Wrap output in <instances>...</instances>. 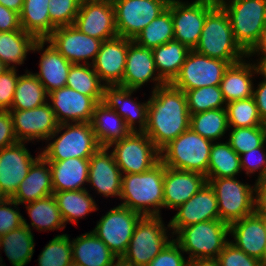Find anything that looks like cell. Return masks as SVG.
I'll return each instance as SVG.
<instances>
[{
  "label": "cell",
  "mask_w": 266,
  "mask_h": 266,
  "mask_svg": "<svg viewBox=\"0 0 266 266\" xmlns=\"http://www.w3.org/2000/svg\"><path fill=\"white\" fill-rule=\"evenodd\" d=\"M266 142L258 148H254L251 151L243 153L240 155L241 169L245 171L246 175L258 173L257 178L266 169Z\"/></svg>",
  "instance_id": "816d5d0a"
},
{
  "label": "cell",
  "mask_w": 266,
  "mask_h": 266,
  "mask_svg": "<svg viewBox=\"0 0 266 266\" xmlns=\"http://www.w3.org/2000/svg\"><path fill=\"white\" fill-rule=\"evenodd\" d=\"M91 125L101 147H109L131 132L124 119L102 102L95 106Z\"/></svg>",
  "instance_id": "1f68e13d"
},
{
  "label": "cell",
  "mask_w": 266,
  "mask_h": 266,
  "mask_svg": "<svg viewBox=\"0 0 266 266\" xmlns=\"http://www.w3.org/2000/svg\"><path fill=\"white\" fill-rule=\"evenodd\" d=\"M255 195L257 202L266 195V169L263 173L255 180Z\"/></svg>",
  "instance_id": "91938a15"
},
{
  "label": "cell",
  "mask_w": 266,
  "mask_h": 266,
  "mask_svg": "<svg viewBox=\"0 0 266 266\" xmlns=\"http://www.w3.org/2000/svg\"><path fill=\"white\" fill-rule=\"evenodd\" d=\"M229 224L221 220H210L181 228L173 239L190 259H216L224 246L231 240L227 238Z\"/></svg>",
  "instance_id": "52a82bcc"
},
{
  "label": "cell",
  "mask_w": 266,
  "mask_h": 266,
  "mask_svg": "<svg viewBox=\"0 0 266 266\" xmlns=\"http://www.w3.org/2000/svg\"><path fill=\"white\" fill-rule=\"evenodd\" d=\"M185 252L172 240L147 266H187Z\"/></svg>",
  "instance_id": "f5cc1de1"
},
{
  "label": "cell",
  "mask_w": 266,
  "mask_h": 266,
  "mask_svg": "<svg viewBox=\"0 0 266 266\" xmlns=\"http://www.w3.org/2000/svg\"><path fill=\"white\" fill-rule=\"evenodd\" d=\"M148 82L155 83L152 91L166 84L158 75L152 49L142 47L129 39L124 75L120 86L139 90Z\"/></svg>",
  "instance_id": "ffe728a7"
},
{
  "label": "cell",
  "mask_w": 266,
  "mask_h": 266,
  "mask_svg": "<svg viewBox=\"0 0 266 266\" xmlns=\"http://www.w3.org/2000/svg\"><path fill=\"white\" fill-rule=\"evenodd\" d=\"M47 141L50 142L41 150V155L47 161H63L74 157L90 158L101 147L91 122L59 124Z\"/></svg>",
  "instance_id": "5b68a950"
},
{
  "label": "cell",
  "mask_w": 266,
  "mask_h": 266,
  "mask_svg": "<svg viewBox=\"0 0 266 266\" xmlns=\"http://www.w3.org/2000/svg\"><path fill=\"white\" fill-rule=\"evenodd\" d=\"M255 74L257 71L254 63L246 59L229 65L220 83L226 103L253 97Z\"/></svg>",
  "instance_id": "f1b7e54d"
},
{
  "label": "cell",
  "mask_w": 266,
  "mask_h": 266,
  "mask_svg": "<svg viewBox=\"0 0 266 266\" xmlns=\"http://www.w3.org/2000/svg\"><path fill=\"white\" fill-rule=\"evenodd\" d=\"M54 191L86 190L88 184L89 158H68L48 161ZM87 183V184H86Z\"/></svg>",
  "instance_id": "4dcf8cb0"
},
{
  "label": "cell",
  "mask_w": 266,
  "mask_h": 266,
  "mask_svg": "<svg viewBox=\"0 0 266 266\" xmlns=\"http://www.w3.org/2000/svg\"><path fill=\"white\" fill-rule=\"evenodd\" d=\"M53 196L65 224L68 222L76 224L78 219H82L99 209L95 198L93 199L88 189L54 191Z\"/></svg>",
  "instance_id": "836d02e7"
},
{
  "label": "cell",
  "mask_w": 266,
  "mask_h": 266,
  "mask_svg": "<svg viewBox=\"0 0 266 266\" xmlns=\"http://www.w3.org/2000/svg\"><path fill=\"white\" fill-rule=\"evenodd\" d=\"M48 102V93L38 78L30 71L19 75L11 109L27 110Z\"/></svg>",
  "instance_id": "ab89813d"
},
{
  "label": "cell",
  "mask_w": 266,
  "mask_h": 266,
  "mask_svg": "<svg viewBox=\"0 0 266 266\" xmlns=\"http://www.w3.org/2000/svg\"><path fill=\"white\" fill-rule=\"evenodd\" d=\"M256 54L257 57L261 56L256 60L257 62H254L257 71L256 75H261L262 79L266 80V52H250L248 57L251 58L254 55L256 56Z\"/></svg>",
  "instance_id": "680465c9"
},
{
  "label": "cell",
  "mask_w": 266,
  "mask_h": 266,
  "mask_svg": "<svg viewBox=\"0 0 266 266\" xmlns=\"http://www.w3.org/2000/svg\"><path fill=\"white\" fill-rule=\"evenodd\" d=\"M213 142L191 128L160 150V161L167 167L207 175Z\"/></svg>",
  "instance_id": "ba28073f"
},
{
  "label": "cell",
  "mask_w": 266,
  "mask_h": 266,
  "mask_svg": "<svg viewBox=\"0 0 266 266\" xmlns=\"http://www.w3.org/2000/svg\"><path fill=\"white\" fill-rule=\"evenodd\" d=\"M141 217L138 212L118 205L102 215L92 231L120 259L126 252Z\"/></svg>",
  "instance_id": "7c38bea8"
},
{
  "label": "cell",
  "mask_w": 266,
  "mask_h": 266,
  "mask_svg": "<svg viewBox=\"0 0 266 266\" xmlns=\"http://www.w3.org/2000/svg\"><path fill=\"white\" fill-rule=\"evenodd\" d=\"M54 193L49 162L41 155L11 197L19 205L39 200Z\"/></svg>",
  "instance_id": "83f0119b"
},
{
  "label": "cell",
  "mask_w": 266,
  "mask_h": 266,
  "mask_svg": "<svg viewBox=\"0 0 266 266\" xmlns=\"http://www.w3.org/2000/svg\"><path fill=\"white\" fill-rule=\"evenodd\" d=\"M171 40H174L173 20L171 10L167 6L133 41L142 47L154 49Z\"/></svg>",
  "instance_id": "7bdbcfd3"
},
{
  "label": "cell",
  "mask_w": 266,
  "mask_h": 266,
  "mask_svg": "<svg viewBox=\"0 0 266 266\" xmlns=\"http://www.w3.org/2000/svg\"><path fill=\"white\" fill-rule=\"evenodd\" d=\"M168 228L161 216H142L119 260L129 266H147L175 237L168 234Z\"/></svg>",
  "instance_id": "8992f818"
},
{
  "label": "cell",
  "mask_w": 266,
  "mask_h": 266,
  "mask_svg": "<svg viewBox=\"0 0 266 266\" xmlns=\"http://www.w3.org/2000/svg\"><path fill=\"white\" fill-rule=\"evenodd\" d=\"M258 86L253 89V98L257 105L260 118H266V80H262L257 84Z\"/></svg>",
  "instance_id": "6f0895ef"
},
{
  "label": "cell",
  "mask_w": 266,
  "mask_h": 266,
  "mask_svg": "<svg viewBox=\"0 0 266 266\" xmlns=\"http://www.w3.org/2000/svg\"><path fill=\"white\" fill-rule=\"evenodd\" d=\"M227 13L235 41L249 54L266 31V0H217Z\"/></svg>",
  "instance_id": "3957f363"
},
{
  "label": "cell",
  "mask_w": 266,
  "mask_h": 266,
  "mask_svg": "<svg viewBox=\"0 0 266 266\" xmlns=\"http://www.w3.org/2000/svg\"><path fill=\"white\" fill-rule=\"evenodd\" d=\"M18 206L11 198L0 200V237L23 225V216Z\"/></svg>",
  "instance_id": "681fc988"
},
{
  "label": "cell",
  "mask_w": 266,
  "mask_h": 266,
  "mask_svg": "<svg viewBox=\"0 0 266 266\" xmlns=\"http://www.w3.org/2000/svg\"><path fill=\"white\" fill-rule=\"evenodd\" d=\"M251 52H266V31L260 45L257 48L253 49Z\"/></svg>",
  "instance_id": "e7e4bbea"
},
{
  "label": "cell",
  "mask_w": 266,
  "mask_h": 266,
  "mask_svg": "<svg viewBox=\"0 0 266 266\" xmlns=\"http://www.w3.org/2000/svg\"><path fill=\"white\" fill-rule=\"evenodd\" d=\"M111 147L122 174L143 173L160 162V150L144 132L131 131Z\"/></svg>",
  "instance_id": "30bf717a"
},
{
  "label": "cell",
  "mask_w": 266,
  "mask_h": 266,
  "mask_svg": "<svg viewBox=\"0 0 266 266\" xmlns=\"http://www.w3.org/2000/svg\"><path fill=\"white\" fill-rule=\"evenodd\" d=\"M190 115L213 109L226 108L220 85L204 86L185 91Z\"/></svg>",
  "instance_id": "ee69618b"
},
{
  "label": "cell",
  "mask_w": 266,
  "mask_h": 266,
  "mask_svg": "<svg viewBox=\"0 0 266 266\" xmlns=\"http://www.w3.org/2000/svg\"><path fill=\"white\" fill-rule=\"evenodd\" d=\"M81 0H50V22L57 28L73 25L77 17Z\"/></svg>",
  "instance_id": "c3c4849f"
},
{
  "label": "cell",
  "mask_w": 266,
  "mask_h": 266,
  "mask_svg": "<svg viewBox=\"0 0 266 266\" xmlns=\"http://www.w3.org/2000/svg\"><path fill=\"white\" fill-rule=\"evenodd\" d=\"M7 69H9L3 62L0 61V75H2Z\"/></svg>",
  "instance_id": "03108f58"
},
{
  "label": "cell",
  "mask_w": 266,
  "mask_h": 266,
  "mask_svg": "<svg viewBox=\"0 0 266 266\" xmlns=\"http://www.w3.org/2000/svg\"><path fill=\"white\" fill-rule=\"evenodd\" d=\"M257 209L266 218V195L257 202Z\"/></svg>",
  "instance_id": "be15d7a7"
},
{
  "label": "cell",
  "mask_w": 266,
  "mask_h": 266,
  "mask_svg": "<svg viewBox=\"0 0 266 266\" xmlns=\"http://www.w3.org/2000/svg\"><path fill=\"white\" fill-rule=\"evenodd\" d=\"M2 263H3V259H2V256H0V266H6L5 264H2Z\"/></svg>",
  "instance_id": "89a4df30"
},
{
  "label": "cell",
  "mask_w": 266,
  "mask_h": 266,
  "mask_svg": "<svg viewBox=\"0 0 266 266\" xmlns=\"http://www.w3.org/2000/svg\"><path fill=\"white\" fill-rule=\"evenodd\" d=\"M241 172L240 155L228 141L213 142L206 178H233Z\"/></svg>",
  "instance_id": "f35d334b"
},
{
  "label": "cell",
  "mask_w": 266,
  "mask_h": 266,
  "mask_svg": "<svg viewBox=\"0 0 266 266\" xmlns=\"http://www.w3.org/2000/svg\"><path fill=\"white\" fill-rule=\"evenodd\" d=\"M176 210L169 221V230L172 231L169 233L173 236L188 225L219 219L216 194L208 182Z\"/></svg>",
  "instance_id": "44dd1931"
},
{
  "label": "cell",
  "mask_w": 266,
  "mask_h": 266,
  "mask_svg": "<svg viewBox=\"0 0 266 266\" xmlns=\"http://www.w3.org/2000/svg\"><path fill=\"white\" fill-rule=\"evenodd\" d=\"M218 202L219 220L231 224L257 210L255 184L233 178H206Z\"/></svg>",
  "instance_id": "9c48e42d"
},
{
  "label": "cell",
  "mask_w": 266,
  "mask_h": 266,
  "mask_svg": "<svg viewBox=\"0 0 266 266\" xmlns=\"http://www.w3.org/2000/svg\"><path fill=\"white\" fill-rule=\"evenodd\" d=\"M18 142L45 141L56 131L59 123L49 101L27 110H9ZM35 139V140H34Z\"/></svg>",
  "instance_id": "2e32d148"
},
{
  "label": "cell",
  "mask_w": 266,
  "mask_h": 266,
  "mask_svg": "<svg viewBox=\"0 0 266 266\" xmlns=\"http://www.w3.org/2000/svg\"><path fill=\"white\" fill-rule=\"evenodd\" d=\"M187 266H219L217 259L203 258V259H190Z\"/></svg>",
  "instance_id": "94428289"
},
{
  "label": "cell",
  "mask_w": 266,
  "mask_h": 266,
  "mask_svg": "<svg viewBox=\"0 0 266 266\" xmlns=\"http://www.w3.org/2000/svg\"><path fill=\"white\" fill-rule=\"evenodd\" d=\"M24 0H0V4L8 9L21 13Z\"/></svg>",
  "instance_id": "6125c7cd"
},
{
  "label": "cell",
  "mask_w": 266,
  "mask_h": 266,
  "mask_svg": "<svg viewBox=\"0 0 266 266\" xmlns=\"http://www.w3.org/2000/svg\"><path fill=\"white\" fill-rule=\"evenodd\" d=\"M66 87L91 96L97 103L103 100L105 84L100 80L91 64H72Z\"/></svg>",
  "instance_id": "b9f144b4"
},
{
  "label": "cell",
  "mask_w": 266,
  "mask_h": 266,
  "mask_svg": "<svg viewBox=\"0 0 266 266\" xmlns=\"http://www.w3.org/2000/svg\"><path fill=\"white\" fill-rule=\"evenodd\" d=\"M235 247L266 265V218L257 209L253 214L229 225Z\"/></svg>",
  "instance_id": "d6986e66"
},
{
  "label": "cell",
  "mask_w": 266,
  "mask_h": 266,
  "mask_svg": "<svg viewBox=\"0 0 266 266\" xmlns=\"http://www.w3.org/2000/svg\"><path fill=\"white\" fill-rule=\"evenodd\" d=\"M151 94L144 133L161 150L190 128V113L185 92L170 83L151 91Z\"/></svg>",
  "instance_id": "6da1fadb"
},
{
  "label": "cell",
  "mask_w": 266,
  "mask_h": 266,
  "mask_svg": "<svg viewBox=\"0 0 266 266\" xmlns=\"http://www.w3.org/2000/svg\"><path fill=\"white\" fill-rule=\"evenodd\" d=\"M45 40L72 64L92 65L102 43L82 33L74 25L55 28Z\"/></svg>",
  "instance_id": "9a60e30c"
},
{
  "label": "cell",
  "mask_w": 266,
  "mask_h": 266,
  "mask_svg": "<svg viewBox=\"0 0 266 266\" xmlns=\"http://www.w3.org/2000/svg\"><path fill=\"white\" fill-rule=\"evenodd\" d=\"M109 147H100L89 158L88 183L104 197L120 199L122 172Z\"/></svg>",
  "instance_id": "603a6c76"
},
{
  "label": "cell",
  "mask_w": 266,
  "mask_h": 266,
  "mask_svg": "<svg viewBox=\"0 0 266 266\" xmlns=\"http://www.w3.org/2000/svg\"><path fill=\"white\" fill-rule=\"evenodd\" d=\"M190 128L212 142L220 141L230 131L226 108L190 115Z\"/></svg>",
  "instance_id": "60d3db41"
},
{
  "label": "cell",
  "mask_w": 266,
  "mask_h": 266,
  "mask_svg": "<svg viewBox=\"0 0 266 266\" xmlns=\"http://www.w3.org/2000/svg\"><path fill=\"white\" fill-rule=\"evenodd\" d=\"M217 5V0H169L174 40L194 50L199 43L206 16Z\"/></svg>",
  "instance_id": "8fae6325"
},
{
  "label": "cell",
  "mask_w": 266,
  "mask_h": 266,
  "mask_svg": "<svg viewBox=\"0 0 266 266\" xmlns=\"http://www.w3.org/2000/svg\"><path fill=\"white\" fill-rule=\"evenodd\" d=\"M113 266H129V265H126V264L122 263L120 260H117Z\"/></svg>",
  "instance_id": "a7ac6f4b"
},
{
  "label": "cell",
  "mask_w": 266,
  "mask_h": 266,
  "mask_svg": "<svg viewBox=\"0 0 266 266\" xmlns=\"http://www.w3.org/2000/svg\"><path fill=\"white\" fill-rule=\"evenodd\" d=\"M18 143L13 120L8 110H0V150Z\"/></svg>",
  "instance_id": "11a10c76"
},
{
  "label": "cell",
  "mask_w": 266,
  "mask_h": 266,
  "mask_svg": "<svg viewBox=\"0 0 266 266\" xmlns=\"http://www.w3.org/2000/svg\"><path fill=\"white\" fill-rule=\"evenodd\" d=\"M136 91L120 85H105L102 103L115 110L131 131L144 132L147 127L148 99L137 103L132 97Z\"/></svg>",
  "instance_id": "cb8c5ba5"
},
{
  "label": "cell",
  "mask_w": 266,
  "mask_h": 266,
  "mask_svg": "<svg viewBox=\"0 0 266 266\" xmlns=\"http://www.w3.org/2000/svg\"><path fill=\"white\" fill-rule=\"evenodd\" d=\"M105 1H108V2L113 3V2L116 1V0H105Z\"/></svg>",
  "instance_id": "8c879c8a"
},
{
  "label": "cell",
  "mask_w": 266,
  "mask_h": 266,
  "mask_svg": "<svg viewBox=\"0 0 266 266\" xmlns=\"http://www.w3.org/2000/svg\"><path fill=\"white\" fill-rule=\"evenodd\" d=\"M48 101L59 124L91 122L98 104L91 96L66 86L49 93Z\"/></svg>",
  "instance_id": "7402d4cb"
},
{
  "label": "cell",
  "mask_w": 266,
  "mask_h": 266,
  "mask_svg": "<svg viewBox=\"0 0 266 266\" xmlns=\"http://www.w3.org/2000/svg\"><path fill=\"white\" fill-rule=\"evenodd\" d=\"M37 40L22 28L10 32H0V61L9 69H16V65L24 63L28 52H32Z\"/></svg>",
  "instance_id": "e575fe53"
},
{
  "label": "cell",
  "mask_w": 266,
  "mask_h": 266,
  "mask_svg": "<svg viewBox=\"0 0 266 266\" xmlns=\"http://www.w3.org/2000/svg\"><path fill=\"white\" fill-rule=\"evenodd\" d=\"M73 25L102 42L118 36L113 3L105 0H81Z\"/></svg>",
  "instance_id": "e0dca14e"
},
{
  "label": "cell",
  "mask_w": 266,
  "mask_h": 266,
  "mask_svg": "<svg viewBox=\"0 0 266 266\" xmlns=\"http://www.w3.org/2000/svg\"><path fill=\"white\" fill-rule=\"evenodd\" d=\"M50 0H24L20 15L21 28L38 40H45L56 28L49 17Z\"/></svg>",
  "instance_id": "d590c367"
},
{
  "label": "cell",
  "mask_w": 266,
  "mask_h": 266,
  "mask_svg": "<svg viewBox=\"0 0 266 266\" xmlns=\"http://www.w3.org/2000/svg\"><path fill=\"white\" fill-rule=\"evenodd\" d=\"M25 208L31 223H27L23 217V225L30 230L33 227L37 231L45 232L46 230H63L66 226L53 194L27 203Z\"/></svg>",
  "instance_id": "d6a6232c"
},
{
  "label": "cell",
  "mask_w": 266,
  "mask_h": 266,
  "mask_svg": "<svg viewBox=\"0 0 266 266\" xmlns=\"http://www.w3.org/2000/svg\"><path fill=\"white\" fill-rule=\"evenodd\" d=\"M228 143L238 155L261 147L265 141L262 126L231 128Z\"/></svg>",
  "instance_id": "7dc6e473"
},
{
  "label": "cell",
  "mask_w": 266,
  "mask_h": 266,
  "mask_svg": "<svg viewBox=\"0 0 266 266\" xmlns=\"http://www.w3.org/2000/svg\"><path fill=\"white\" fill-rule=\"evenodd\" d=\"M37 260L39 266H68L73 263L70 236L56 235L46 244Z\"/></svg>",
  "instance_id": "f6af8a7d"
},
{
  "label": "cell",
  "mask_w": 266,
  "mask_h": 266,
  "mask_svg": "<svg viewBox=\"0 0 266 266\" xmlns=\"http://www.w3.org/2000/svg\"><path fill=\"white\" fill-rule=\"evenodd\" d=\"M189 51L187 46L176 40L152 49L158 75L166 84L178 75Z\"/></svg>",
  "instance_id": "8d00e7d4"
},
{
  "label": "cell",
  "mask_w": 266,
  "mask_h": 266,
  "mask_svg": "<svg viewBox=\"0 0 266 266\" xmlns=\"http://www.w3.org/2000/svg\"><path fill=\"white\" fill-rule=\"evenodd\" d=\"M68 266H79V265H77V264H75V263H71V264H69Z\"/></svg>",
  "instance_id": "2644e50d"
},
{
  "label": "cell",
  "mask_w": 266,
  "mask_h": 266,
  "mask_svg": "<svg viewBox=\"0 0 266 266\" xmlns=\"http://www.w3.org/2000/svg\"><path fill=\"white\" fill-rule=\"evenodd\" d=\"M229 128L261 126L257 105L253 97L226 104Z\"/></svg>",
  "instance_id": "bcb514c9"
},
{
  "label": "cell",
  "mask_w": 266,
  "mask_h": 266,
  "mask_svg": "<svg viewBox=\"0 0 266 266\" xmlns=\"http://www.w3.org/2000/svg\"><path fill=\"white\" fill-rule=\"evenodd\" d=\"M47 48H44L45 45ZM45 49V50H44ZM32 51H43L39 60V72L33 73L49 94L53 90L66 86L72 63L65 59L49 42L37 40Z\"/></svg>",
  "instance_id": "4316f807"
},
{
  "label": "cell",
  "mask_w": 266,
  "mask_h": 266,
  "mask_svg": "<svg viewBox=\"0 0 266 266\" xmlns=\"http://www.w3.org/2000/svg\"><path fill=\"white\" fill-rule=\"evenodd\" d=\"M229 65L227 61L190 50L178 75L170 84L184 92L204 86L220 85Z\"/></svg>",
  "instance_id": "4fadbf2b"
},
{
  "label": "cell",
  "mask_w": 266,
  "mask_h": 266,
  "mask_svg": "<svg viewBox=\"0 0 266 266\" xmlns=\"http://www.w3.org/2000/svg\"><path fill=\"white\" fill-rule=\"evenodd\" d=\"M165 165L160 161L149 171L122 174L119 205L142 216H161L164 195Z\"/></svg>",
  "instance_id": "7a4b0ae2"
},
{
  "label": "cell",
  "mask_w": 266,
  "mask_h": 266,
  "mask_svg": "<svg viewBox=\"0 0 266 266\" xmlns=\"http://www.w3.org/2000/svg\"><path fill=\"white\" fill-rule=\"evenodd\" d=\"M73 263L79 266H113L119 258L93 231L71 240Z\"/></svg>",
  "instance_id": "f546056e"
},
{
  "label": "cell",
  "mask_w": 266,
  "mask_h": 266,
  "mask_svg": "<svg viewBox=\"0 0 266 266\" xmlns=\"http://www.w3.org/2000/svg\"><path fill=\"white\" fill-rule=\"evenodd\" d=\"M27 142H18L0 150V195L11 198L27 176L32 164L41 156L33 158L26 147Z\"/></svg>",
  "instance_id": "ac0fdd59"
},
{
  "label": "cell",
  "mask_w": 266,
  "mask_h": 266,
  "mask_svg": "<svg viewBox=\"0 0 266 266\" xmlns=\"http://www.w3.org/2000/svg\"><path fill=\"white\" fill-rule=\"evenodd\" d=\"M261 126H262V129H263V132H264V135H265V141H266V118H264L262 120Z\"/></svg>",
  "instance_id": "003e7915"
},
{
  "label": "cell",
  "mask_w": 266,
  "mask_h": 266,
  "mask_svg": "<svg viewBox=\"0 0 266 266\" xmlns=\"http://www.w3.org/2000/svg\"><path fill=\"white\" fill-rule=\"evenodd\" d=\"M207 183L206 176L165 166L163 208L177 209Z\"/></svg>",
  "instance_id": "484cf974"
},
{
  "label": "cell",
  "mask_w": 266,
  "mask_h": 266,
  "mask_svg": "<svg viewBox=\"0 0 266 266\" xmlns=\"http://www.w3.org/2000/svg\"><path fill=\"white\" fill-rule=\"evenodd\" d=\"M128 46L129 39L121 36L101 43L92 66L105 85H120L122 83Z\"/></svg>",
  "instance_id": "d4e9b609"
},
{
  "label": "cell",
  "mask_w": 266,
  "mask_h": 266,
  "mask_svg": "<svg viewBox=\"0 0 266 266\" xmlns=\"http://www.w3.org/2000/svg\"><path fill=\"white\" fill-rule=\"evenodd\" d=\"M194 50L227 61L230 65L249 59L235 41L229 17L219 4L206 16L199 43Z\"/></svg>",
  "instance_id": "277c9868"
},
{
  "label": "cell",
  "mask_w": 266,
  "mask_h": 266,
  "mask_svg": "<svg viewBox=\"0 0 266 266\" xmlns=\"http://www.w3.org/2000/svg\"><path fill=\"white\" fill-rule=\"evenodd\" d=\"M20 15L0 4V32L20 30Z\"/></svg>",
  "instance_id": "9f6ffc18"
},
{
  "label": "cell",
  "mask_w": 266,
  "mask_h": 266,
  "mask_svg": "<svg viewBox=\"0 0 266 266\" xmlns=\"http://www.w3.org/2000/svg\"><path fill=\"white\" fill-rule=\"evenodd\" d=\"M219 266H266L260 260L248 256L244 251L228 242L216 258Z\"/></svg>",
  "instance_id": "f907efd6"
},
{
  "label": "cell",
  "mask_w": 266,
  "mask_h": 266,
  "mask_svg": "<svg viewBox=\"0 0 266 266\" xmlns=\"http://www.w3.org/2000/svg\"><path fill=\"white\" fill-rule=\"evenodd\" d=\"M19 75L17 69H7L0 75V110H10Z\"/></svg>",
  "instance_id": "db71d44e"
},
{
  "label": "cell",
  "mask_w": 266,
  "mask_h": 266,
  "mask_svg": "<svg viewBox=\"0 0 266 266\" xmlns=\"http://www.w3.org/2000/svg\"><path fill=\"white\" fill-rule=\"evenodd\" d=\"M34 244V235L25 225L0 237V249L12 266H26L33 257Z\"/></svg>",
  "instance_id": "74e56055"
},
{
  "label": "cell",
  "mask_w": 266,
  "mask_h": 266,
  "mask_svg": "<svg viewBox=\"0 0 266 266\" xmlns=\"http://www.w3.org/2000/svg\"><path fill=\"white\" fill-rule=\"evenodd\" d=\"M169 0H116L113 2L118 36L135 37L168 6Z\"/></svg>",
  "instance_id": "5bb4252c"
}]
</instances>
